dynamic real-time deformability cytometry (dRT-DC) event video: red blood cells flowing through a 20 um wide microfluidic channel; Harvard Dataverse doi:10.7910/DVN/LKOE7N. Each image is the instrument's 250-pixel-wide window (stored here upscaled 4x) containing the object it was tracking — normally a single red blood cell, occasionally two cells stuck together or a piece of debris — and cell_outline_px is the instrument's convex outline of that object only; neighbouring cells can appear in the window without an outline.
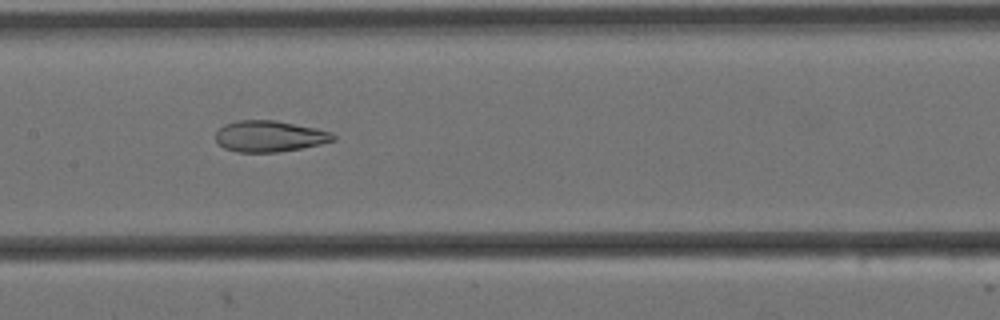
{"species": "Egyptian fruit bat (a non-hibernating species)", "species_latin": "Rousettus aegyptiacus", "temperature_condition": "cold", "stored_images_in_passage": 11, "camera_frame_rate_fps": 3000, "um_per_image_px": 0.085, "animal": {"sex": "female"}, "frame": {"image": 1, "passage_image": 8, "time_ms": 2.333, "image_size_px": [1000, 320], "cell_outline_px": [[336, 140], [320, 144], [300, 148], [276, 152], [236, 152], [224, 148], [216, 140], [216, 132], [224, 124], [236, 120], [276, 120], [316, 128], [332, 132], [336, 136]], "centroid_in_image_um": [22.91, 11.57], "position_along_channel_um": 184.5, "area_um2": 21.39}}
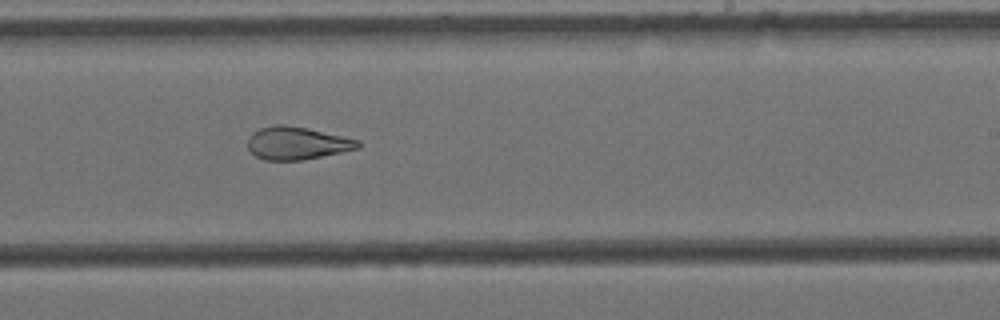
{"frame": {"image": 2, "passage_image": 10, "time_ms": 3.0, "image_size_px": [1000, 320], "cell_outline_px": [[360, 148], [304, 160], [264, 160], [256, 156], [248, 148], [248, 136], [252, 132], [260, 128], [276, 124], [284, 124], [308, 128], [360, 140]], "centroid_in_image_um": [25.24, 12.16], "position_along_channel_um": 263.8, "area_um2": 21.15}}
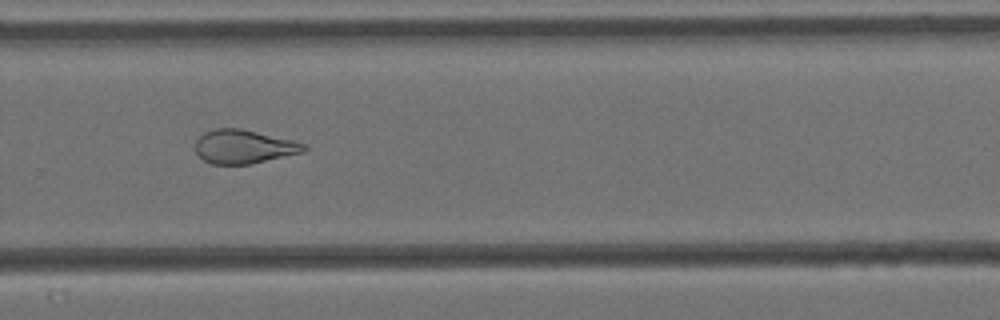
{"frame": {"image": 3, "passage_image": 11, "time_ms": 3.333, "image_size_px": [1000, 320], "cell_outline_px": [[308, 148], [304, 152], [248, 164], [212, 164], [204, 160], [196, 152], [196, 140], [204, 132], [216, 128], [240, 128], [292, 140], [304, 144]], "centroid_in_image_um": [20.71, 12.46], "position_along_channel_um": 309.1, "area_um2": 21.1}}